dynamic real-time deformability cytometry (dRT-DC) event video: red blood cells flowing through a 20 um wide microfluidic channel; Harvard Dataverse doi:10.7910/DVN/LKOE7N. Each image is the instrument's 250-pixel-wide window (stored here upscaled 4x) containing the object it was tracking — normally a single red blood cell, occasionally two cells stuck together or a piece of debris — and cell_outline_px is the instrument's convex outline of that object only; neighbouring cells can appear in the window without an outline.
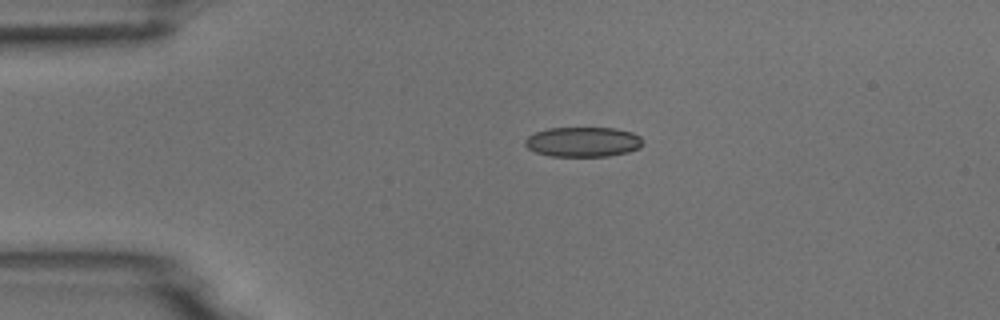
{"species": "common noctule bat (a hibernating species)", "species_latin": "Nyctalus noctula", "temperature_condition": "room temperature", "stored_images_in_passage": 2, "camera_frame_rate_fps": 3000, "um_per_image_px": 0.085, "animal": {"sex": "male", "body_mass_g": 18.8}, "frame": {"image": 1, "passage_image": 1, "time_ms": 0.0, "image_size_px": [1000, 320], "cell_outline_px": [[644, 144], [640, 148], [628, 152], [608, 156], [552, 156], [536, 152], [528, 148], [524, 144], [524, 140], [528, 136], [536, 132], [548, 128], [616, 128], [632, 132], [640, 136], [644, 140]], "centroid_in_image_um": [49.59, 12.06], "position_along_channel_um": 35.4, "area_um2": 20.63}}